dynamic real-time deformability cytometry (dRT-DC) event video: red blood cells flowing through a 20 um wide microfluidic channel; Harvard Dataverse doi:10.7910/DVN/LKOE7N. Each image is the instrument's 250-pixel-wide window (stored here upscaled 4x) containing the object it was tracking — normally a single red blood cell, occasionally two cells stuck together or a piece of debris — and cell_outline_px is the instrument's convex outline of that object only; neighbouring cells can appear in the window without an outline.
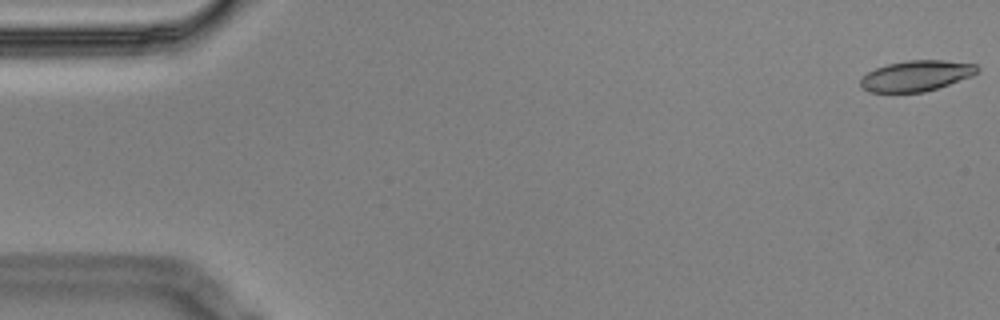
{"species": "Egyptian fruit bat (a non-hibernating species)", "species_latin": "Rousettus aegyptiacus", "temperature_condition": "cold", "stored_images_in_passage": 5, "camera_frame_rate_fps": 3000, "um_per_image_px": 0.085, "animal": {"sex": "male"}, "frame": {"image": 1, "passage_image": 1, "time_ms": 0.0, "image_size_px": [1000, 320], "cell_outline_px": [[980, 68], [972, 76], [924, 92], [868, 92], [860, 84], [860, 80], [868, 72], [876, 68], [888, 64], [908, 60], [944, 60], [976, 64]], "centroid_in_image_um": [77.89, 6.44], "position_along_channel_um": 7.1, "area_um2": 20.63}}
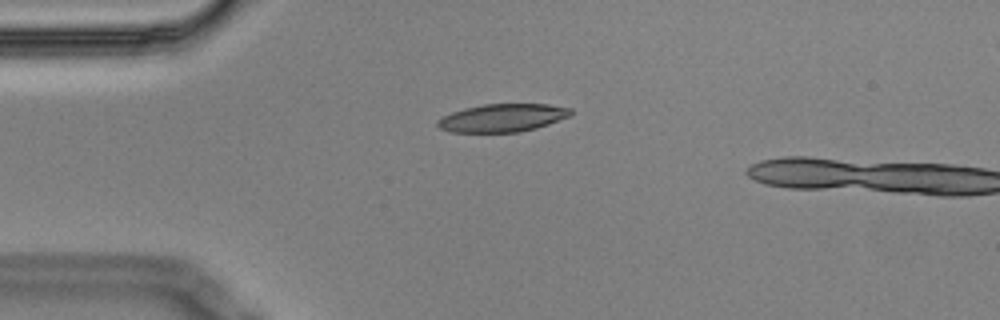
{"frame": {"image": 2, "passage_image": 4, "time_ms": 1.0, "image_size_px": [1000, 320], "cell_outline_px": [[572, 116], [536, 128], [520, 132], [448, 132], [440, 128], [436, 124], [436, 120], [452, 112], [464, 108], [484, 104], [548, 104], [572, 108]], "centroid_in_image_um": [42.73, 10.02], "position_along_channel_um": 42.3, "area_um2": 21.85}}